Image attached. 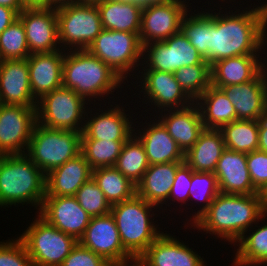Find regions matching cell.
Masks as SVG:
<instances>
[{
    "mask_svg": "<svg viewBox=\"0 0 267 266\" xmlns=\"http://www.w3.org/2000/svg\"><path fill=\"white\" fill-rule=\"evenodd\" d=\"M123 82L106 63L87 50H71L65 53L62 86L74 90L86 101L91 102V98L100 96L103 98L104 94L109 95L115 88H120Z\"/></svg>",
    "mask_w": 267,
    "mask_h": 266,
    "instance_id": "4",
    "label": "cell"
},
{
    "mask_svg": "<svg viewBox=\"0 0 267 266\" xmlns=\"http://www.w3.org/2000/svg\"><path fill=\"white\" fill-rule=\"evenodd\" d=\"M78 243L109 263L132 257L122 246L120 234L111 213L91 218Z\"/></svg>",
    "mask_w": 267,
    "mask_h": 266,
    "instance_id": "15",
    "label": "cell"
},
{
    "mask_svg": "<svg viewBox=\"0 0 267 266\" xmlns=\"http://www.w3.org/2000/svg\"><path fill=\"white\" fill-rule=\"evenodd\" d=\"M261 198H262V205L267 213V187L261 192Z\"/></svg>",
    "mask_w": 267,
    "mask_h": 266,
    "instance_id": "53",
    "label": "cell"
},
{
    "mask_svg": "<svg viewBox=\"0 0 267 266\" xmlns=\"http://www.w3.org/2000/svg\"><path fill=\"white\" fill-rule=\"evenodd\" d=\"M106 63L123 80L128 72L140 66L143 45L139 33L103 29L86 49ZM139 62V64H138Z\"/></svg>",
    "mask_w": 267,
    "mask_h": 266,
    "instance_id": "9",
    "label": "cell"
},
{
    "mask_svg": "<svg viewBox=\"0 0 267 266\" xmlns=\"http://www.w3.org/2000/svg\"><path fill=\"white\" fill-rule=\"evenodd\" d=\"M118 1L133 2V3L140 4L142 7L144 6V0H118Z\"/></svg>",
    "mask_w": 267,
    "mask_h": 266,
    "instance_id": "55",
    "label": "cell"
},
{
    "mask_svg": "<svg viewBox=\"0 0 267 266\" xmlns=\"http://www.w3.org/2000/svg\"><path fill=\"white\" fill-rule=\"evenodd\" d=\"M192 172L193 170L185 161L177 168L175 180L168 200L175 202L177 199L179 202L186 204L190 195L189 190L191 186Z\"/></svg>",
    "mask_w": 267,
    "mask_h": 266,
    "instance_id": "44",
    "label": "cell"
},
{
    "mask_svg": "<svg viewBox=\"0 0 267 266\" xmlns=\"http://www.w3.org/2000/svg\"><path fill=\"white\" fill-rule=\"evenodd\" d=\"M164 111L168 113H159L161 115V117L159 115V121L181 150L186 153L205 129L198 106L194 102L184 108Z\"/></svg>",
    "mask_w": 267,
    "mask_h": 266,
    "instance_id": "24",
    "label": "cell"
},
{
    "mask_svg": "<svg viewBox=\"0 0 267 266\" xmlns=\"http://www.w3.org/2000/svg\"><path fill=\"white\" fill-rule=\"evenodd\" d=\"M129 263H131V265ZM109 266H147V265L140 257L133 256L126 260L110 263Z\"/></svg>",
    "mask_w": 267,
    "mask_h": 266,
    "instance_id": "48",
    "label": "cell"
},
{
    "mask_svg": "<svg viewBox=\"0 0 267 266\" xmlns=\"http://www.w3.org/2000/svg\"><path fill=\"white\" fill-rule=\"evenodd\" d=\"M0 6L16 10L19 14L26 8L21 0H0Z\"/></svg>",
    "mask_w": 267,
    "mask_h": 266,
    "instance_id": "49",
    "label": "cell"
},
{
    "mask_svg": "<svg viewBox=\"0 0 267 266\" xmlns=\"http://www.w3.org/2000/svg\"><path fill=\"white\" fill-rule=\"evenodd\" d=\"M109 264L103 257L77 243L61 266H109Z\"/></svg>",
    "mask_w": 267,
    "mask_h": 266,
    "instance_id": "45",
    "label": "cell"
},
{
    "mask_svg": "<svg viewBox=\"0 0 267 266\" xmlns=\"http://www.w3.org/2000/svg\"><path fill=\"white\" fill-rule=\"evenodd\" d=\"M65 51L30 54L27 58L31 92L36 101L62 86Z\"/></svg>",
    "mask_w": 267,
    "mask_h": 266,
    "instance_id": "20",
    "label": "cell"
},
{
    "mask_svg": "<svg viewBox=\"0 0 267 266\" xmlns=\"http://www.w3.org/2000/svg\"><path fill=\"white\" fill-rule=\"evenodd\" d=\"M247 167L253 186L261 193L267 187V153L260 150L247 153Z\"/></svg>",
    "mask_w": 267,
    "mask_h": 266,
    "instance_id": "43",
    "label": "cell"
},
{
    "mask_svg": "<svg viewBox=\"0 0 267 266\" xmlns=\"http://www.w3.org/2000/svg\"><path fill=\"white\" fill-rule=\"evenodd\" d=\"M150 124L146 126L147 129L134 132L144 146L149 164L184 162L185 153L169 135L164 125L159 120Z\"/></svg>",
    "mask_w": 267,
    "mask_h": 266,
    "instance_id": "27",
    "label": "cell"
},
{
    "mask_svg": "<svg viewBox=\"0 0 267 266\" xmlns=\"http://www.w3.org/2000/svg\"><path fill=\"white\" fill-rule=\"evenodd\" d=\"M147 266H205L188 245L164 232L140 256Z\"/></svg>",
    "mask_w": 267,
    "mask_h": 266,
    "instance_id": "23",
    "label": "cell"
},
{
    "mask_svg": "<svg viewBox=\"0 0 267 266\" xmlns=\"http://www.w3.org/2000/svg\"><path fill=\"white\" fill-rule=\"evenodd\" d=\"M26 7L42 6L43 0H21Z\"/></svg>",
    "mask_w": 267,
    "mask_h": 266,
    "instance_id": "51",
    "label": "cell"
},
{
    "mask_svg": "<svg viewBox=\"0 0 267 266\" xmlns=\"http://www.w3.org/2000/svg\"><path fill=\"white\" fill-rule=\"evenodd\" d=\"M149 165L143 144L133 134L123 144L114 167L136 186Z\"/></svg>",
    "mask_w": 267,
    "mask_h": 266,
    "instance_id": "33",
    "label": "cell"
},
{
    "mask_svg": "<svg viewBox=\"0 0 267 266\" xmlns=\"http://www.w3.org/2000/svg\"><path fill=\"white\" fill-rule=\"evenodd\" d=\"M184 92L195 102L211 85V65L184 66L174 72Z\"/></svg>",
    "mask_w": 267,
    "mask_h": 266,
    "instance_id": "37",
    "label": "cell"
},
{
    "mask_svg": "<svg viewBox=\"0 0 267 266\" xmlns=\"http://www.w3.org/2000/svg\"><path fill=\"white\" fill-rule=\"evenodd\" d=\"M190 198H195L196 200L205 201L204 205L200 207L195 214L192 215L193 223L209 208L211 203L214 201L216 196L220 193L217 177L211 172H192L191 186H190Z\"/></svg>",
    "mask_w": 267,
    "mask_h": 266,
    "instance_id": "40",
    "label": "cell"
},
{
    "mask_svg": "<svg viewBox=\"0 0 267 266\" xmlns=\"http://www.w3.org/2000/svg\"><path fill=\"white\" fill-rule=\"evenodd\" d=\"M108 110H101L96 115L90 118L86 116L87 120H83L84 127L81 139H97V140H111V141H127L135 131L133 129V121H129V116L119 105ZM122 109V110H121ZM100 114V115H99ZM89 119V120H88Z\"/></svg>",
    "mask_w": 267,
    "mask_h": 266,
    "instance_id": "22",
    "label": "cell"
},
{
    "mask_svg": "<svg viewBox=\"0 0 267 266\" xmlns=\"http://www.w3.org/2000/svg\"><path fill=\"white\" fill-rule=\"evenodd\" d=\"M174 0H144V6L165 4Z\"/></svg>",
    "mask_w": 267,
    "mask_h": 266,
    "instance_id": "52",
    "label": "cell"
},
{
    "mask_svg": "<svg viewBox=\"0 0 267 266\" xmlns=\"http://www.w3.org/2000/svg\"><path fill=\"white\" fill-rule=\"evenodd\" d=\"M225 149L220 130L204 129L197 142L185 153L184 161L193 171L214 173Z\"/></svg>",
    "mask_w": 267,
    "mask_h": 266,
    "instance_id": "30",
    "label": "cell"
},
{
    "mask_svg": "<svg viewBox=\"0 0 267 266\" xmlns=\"http://www.w3.org/2000/svg\"><path fill=\"white\" fill-rule=\"evenodd\" d=\"M0 104L37 106L31 92L27 58L0 61Z\"/></svg>",
    "mask_w": 267,
    "mask_h": 266,
    "instance_id": "19",
    "label": "cell"
},
{
    "mask_svg": "<svg viewBox=\"0 0 267 266\" xmlns=\"http://www.w3.org/2000/svg\"><path fill=\"white\" fill-rule=\"evenodd\" d=\"M205 129L220 130L237 120L234 105L220 88L212 85L195 101Z\"/></svg>",
    "mask_w": 267,
    "mask_h": 266,
    "instance_id": "31",
    "label": "cell"
},
{
    "mask_svg": "<svg viewBox=\"0 0 267 266\" xmlns=\"http://www.w3.org/2000/svg\"><path fill=\"white\" fill-rule=\"evenodd\" d=\"M182 163L169 162L149 165L142 179L136 185V195L160 208V204L168 202L177 168Z\"/></svg>",
    "mask_w": 267,
    "mask_h": 266,
    "instance_id": "28",
    "label": "cell"
},
{
    "mask_svg": "<svg viewBox=\"0 0 267 266\" xmlns=\"http://www.w3.org/2000/svg\"><path fill=\"white\" fill-rule=\"evenodd\" d=\"M92 177L110 205L131 199L136 194V186L114 166L92 170Z\"/></svg>",
    "mask_w": 267,
    "mask_h": 266,
    "instance_id": "32",
    "label": "cell"
},
{
    "mask_svg": "<svg viewBox=\"0 0 267 266\" xmlns=\"http://www.w3.org/2000/svg\"><path fill=\"white\" fill-rule=\"evenodd\" d=\"M75 197L91 218L110 214L111 205L93 177L80 187Z\"/></svg>",
    "mask_w": 267,
    "mask_h": 266,
    "instance_id": "41",
    "label": "cell"
},
{
    "mask_svg": "<svg viewBox=\"0 0 267 266\" xmlns=\"http://www.w3.org/2000/svg\"><path fill=\"white\" fill-rule=\"evenodd\" d=\"M187 2L174 0L165 4L142 7L140 41L142 45L164 41L181 31V22L188 12Z\"/></svg>",
    "mask_w": 267,
    "mask_h": 266,
    "instance_id": "13",
    "label": "cell"
},
{
    "mask_svg": "<svg viewBox=\"0 0 267 266\" xmlns=\"http://www.w3.org/2000/svg\"><path fill=\"white\" fill-rule=\"evenodd\" d=\"M153 208H157L156 205L136 194L131 199L111 205L110 213L114 217L122 246L132 257H140L163 233L150 220L153 219L152 215L155 216L154 213L150 214Z\"/></svg>",
    "mask_w": 267,
    "mask_h": 266,
    "instance_id": "5",
    "label": "cell"
},
{
    "mask_svg": "<svg viewBox=\"0 0 267 266\" xmlns=\"http://www.w3.org/2000/svg\"><path fill=\"white\" fill-rule=\"evenodd\" d=\"M92 177V169L80 153L46 174V196H75Z\"/></svg>",
    "mask_w": 267,
    "mask_h": 266,
    "instance_id": "25",
    "label": "cell"
},
{
    "mask_svg": "<svg viewBox=\"0 0 267 266\" xmlns=\"http://www.w3.org/2000/svg\"><path fill=\"white\" fill-rule=\"evenodd\" d=\"M36 107L0 104V155L26 153L37 122Z\"/></svg>",
    "mask_w": 267,
    "mask_h": 266,
    "instance_id": "12",
    "label": "cell"
},
{
    "mask_svg": "<svg viewBox=\"0 0 267 266\" xmlns=\"http://www.w3.org/2000/svg\"><path fill=\"white\" fill-rule=\"evenodd\" d=\"M0 266H33L20 238L0 242Z\"/></svg>",
    "mask_w": 267,
    "mask_h": 266,
    "instance_id": "42",
    "label": "cell"
},
{
    "mask_svg": "<svg viewBox=\"0 0 267 266\" xmlns=\"http://www.w3.org/2000/svg\"><path fill=\"white\" fill-rule=\"evenodd\" d=\"M104 0H76V3L97 4Z\"/></svg>",
    "mask_w": 267,
    "mask_h": 266,
    "instance_id": "54",
    "label": "cell"
},
{
    "mask_svg": "<svg viewBox=\"0 0 267 266\" xmlns=\"http://www.w3.org/2000/svg\"><path fill=\"white\" fill-rule=\"evenodd\" d=\"M142 56L144 57H142L141 65L145 64L141 67L144 68L143 70L174 73L184 66L209 64L181 31L164 41L144 44Z\"/></svg>",
    "mask_w": 267,
    "mask_h": 266,
    "instance_id": "11",
    "label": "cell"
},
{
    "mask_svg": "<svg viewBox=\"0 0 267 266\" xmlns=\"http://www.w3.org/2000/svg\"><path fill=\"white\" fill-rule=\"evenodd\" d=\"M261 6L267 9V4H262Z\"/></svg>",
    "mask_w": 267,
    "mask_h": 266,
    "instance_id": "57",
    "label": "cell"
},
{
    "mask_svg": "<svg viewBox=\"0 0 267 266\" xmlns=\"http://www.w3.org/2000/svg\"><path fill=\"white\" fill-rule=\"evenodd\" d=\"M220 89L234 105L237 120H259L267 114V76L264 71L254 80Z\"/></svg>",
    "mask_w": 267,
    "mask_h": 266,
    "instance_id": "18",
    "label": "cell"
},
{
    "mask_svg": "<svg viewBox=\"0 0 267 266\" xmlns=\"http://www.w3.org/2000/svg\"><path fill=\"white\" fill-rule=\"evenodd\" d=\"M81 135L36 122L25 155L46 175L81 153Z\"/></svg>",
    "mask_w": 267,
    "mask_h": 266,
    "instance_id": "6",
    "label": "cell"
},
{
    "mask_svg": "<svg viewBox=\"0 0 267 266\" xmlns=\"http://www.w3.org/2000/svg\"><path fill=\"white\" fill-rule=\"evenodd\" d=\"M18 238L26 247L33 266H61L78 241L60 231L39 214Z\"/></svg>",
    "mask_w": 267,
    "mask_h": 266,
    "instance_id": "7",
    "label": "cell"
},
{
    "mask_svg": "<svg viewBox=\"0 0 267 266\" xmlns=\"http://www.w3.org/2000/svg\"><path fill=\"white\" fill-rule=\"evenodd\" d=\"M258 150L267 153V114L258 120Z\"/></svg>",
    "mask_w": 267,
    "mask_h": 266,
    "instance_id": "47",
    "label": "cell"
},
{
    "mask_svg": "<svg viewBox=\"0 0 267 266\" xmlns=\"http://www.w3.org/2000/svg\"><path fill=\"white\" fill-rule=\"evenodd\" d=\"M38 213L48 223L77 241L91 219L75 196H45Z\"/></svg>",
    "mask_w": 267,
    "mask_h": 266,
    "instance_id": "16",
    "label": "cell"
},
{
    "mask_svg": "<svg viewBox=\"0 0 267 266\" xmlns=\"http://www.w3.org/2000/svg\"><path fill=\"white\" fill-rule=\"evenodd\" d=\"M140 73L143 79L138 86H141L144 98H148V102L153 103L154 110L157 107L158 112H164L168 108L180 109L194 103L181 88L174 73L158 70H144V73L143 71Z\"/></svg>",
    "mask_w": 267,
    "mask_h": 266,
    "instance_id": "17",
    "label": "cell"
},
{
    "mask_svg": "<svg viewBox=\"0 0 267 266\" xmlns=\"http://www.w3.org/2000/svg\"><path fill=\"white\" fill-rule=\"evenodd\" d=\"M186 13L181 22V32L209 63V12ZM189 16V17H188Z\"/></svg>",
    "mask_w": 267,
    "mask_h": 266,
    "instance_id": "38",
    "label": "cell"
},
{
    "mask_svg": "<svg viewBox=\"0 0 267 266\" xmlns=\"http://www.w3.org/2000/svg\"><path fill=\"white\" fill-rule=\"evenodd\" d=\"M18 18L24 25L30 54L61 50L57 46L60 44L55 8L26 7Z\"/></svg>",
    "mask_w": 267,
    "mask_h": 266,
    "instance_id": "14",
    "label": "cell"
},
{
    "mask_svg": "<svg viewBox=\"0 0 267 266\" xmlns=\"http://www.w3.org/2000/svg\"><path fill=\"white\" fill-rule=\"evenodd\" d=\"M102 28L119 32L140 33L142 6L133 2L104 0L96 4Z\"/></svg>",
    "mask_w": 267,
    "mask_h": 266,
    "instance_id": "29",
    "label": "cell"
},
{
    "mask_svg": "<svg viewBox=\"0 0 267 266\" xmlns=\"http://www.w3.org/2000/svg\"><path fill=\"white\" fill-rule=\"evenodd\" d=\"M258 129V120H235L220 131L227 149L247 154L258 150Z\"/></svg>",
    "mask_w": 267,
    "mask_h": 266,
    "instance_id": "34",
    "label": "cell"
},
{
    "mask_svg": "<svg viewBox=\"0 0 267 266\" xmlns=\"http://www.w3.org/2000/svg\"><path fill=\"white\" fill-rule=\"evenodd\" d=\"M85 104L88 105V101L74 90L61 86L37 101V123L52 129L82 133V120H85L86 114L88 115Z\"/></svg>",
    "mask_w": 267,
    "mask_h": 266,
    "instance_id": "10",
    "label": "cell"
},
{
    "mask_svg": "<svg viewBox=\"0 0 267 266\" xmlns=\"http://www.w3.org/2000/svg\"><path fill=\"white\" fill-rule=\"evenodd\" d=\"M266 216L261 193L248 195L219 193L192 227L217 235L215 237L236 245L235 243L246 234L248 228L252 229L253 223H257L259 219L263 221Z\"/></svg>",
    "mask_w": 267,
    "mask_h": 266,
    "instance_id": "2",
    "label": "cell"
},
{
    "mask_svg": "<svg viewBox=\"0 0 267 266\" xmlns=\"http://www.w3.org/2000/svg\"><path fill=\"white\" fill-rule=\"evenodd\" d=\"M18 15L19 13L16 10L0 6V34L18 19Z\"/></svg>",
    "mask_w": 267,
    "mask_h": 266,
    "instance_id": "46",
    "label": "cell"
},
{
    "mask_svg": "<svg viewBox=\"0 0 267 266\" xmlns=\"http://www.w3.org/2000/svg\"><path fill=\"white\" fill-rule=\"evenodd\" d=\"M249 234H244L237 241L239 247L233 266H258L267 263V223Z\"/></svg>",
    "mask_w": 267,
    "mask_h": 266,
    "instance_id": "35",
    "label": "cell"
},
{
    "mask_svg": "<svg viewBox=\"0 0 267 266\" xmlns=\"http://www.w3.org/2000/svg\"><path fill=\"white\" fill-rule=\"evenodd\" d=\"M73 3H76V0H43V7L57 9Z\"/></svg>",
    "mask_w": 267,
    "mask_h": 266,
    "instance_id": "50",
    "label": "cell"
},
{
    "mask_svg": "<svg viewBox=\"0 0 267 266\" xmlns=\"http://www.w3.org/2000/svg\"><path fill=\"white\" fill-rule=\"evenodd\" d=\"M259 55H242L216 61L211 65V85L220 88L254 80L263 71Z\"/></svg>",
    "mask_w": 267,
    "mask_h": 266,
    "instance_id": "26",
    "label": "cell"
},
{
    "mask_svg": "<svg viewBox=\"0 0 267 266\" xmlns=\"http://www.w3.org/2000/svg\"><path fill=\"white\" fill-rule=\"evenodd\" d=\"M220 193L248 195L260 193L250 178L247 154L225 149L214 171Z\"/></svg>",
    "mask_w": 267,
    "mask_h": 266,
    "instance_id": "21",
    "label": "cell"
},
{
    "mask_svg": "<svg viewBox=\"0 0 267 266\" xmlns=\"http://www.w3.org/2000/svg\"><path fill=\"white\" fill-rule=\"evenodd\" d=\"M125 142L81 139V154L92 170L115 166Z\"/></svg>",
    "mask_w": 267,
    "mask_h": 266,
    "instance_id": "36",
    "label": "cell"
},
{
    "mask_svg": "<svg viewBox=\"0 0 267 266\" xmlns=\"http://www.w3.org/2000/svg\"><path fill=\"white\" fill-rule=\"evenodd\" d=\"M266 65H267V64H266ZM266 65L263 64V71H264L265 75L267 76V67H266Z\"/></svg>",
    "mask_w": 267,
    "mask_h": 266,
    "instance_id": "56",
    "label": "cell"
},
{
    "mask_svg": "<svg viewBox=\"0 0 267 266\" xmlns=\"http://www.w3.org/2000/svg\"><path fill=\"white\" fill-rule=\"evenodd\" d=\"M242 11L209 12L210 65L230 57L257 55L267 45V9L258 5Z\"/></svg>",
    "mask_w": 267,
    "mask_h": 266,
    "instance_id": "1",
    "label": "cell"
},
{
    "mask_svg": "<svg viewBox=\"0 0 267 266\" xmlns=\"http://www.w3.org/2000/svg\"><path fill=\"white\" fill-rule=\"evenodd\" d=\"M45 196L46 175L25 154L0 155V207L26 202L40 210Z\"/></svg>",
    "mask_w": 267,
    "mask_h": 266,
    "instance_id": "3",
    "label": "cell"
},
{
    "mask_svg": "<svg viewBox=\"0 0 267 266\" xmlns=\"http://www.w3.org/2000/svg\"><path fill=\"white\" fill-rule=\"evenodd\" d=\"M56 14L59 44L62 43L60 48L63 51L68 48L67 51L86 50L103 30L96 4L65 5L57 8Z\"/></svg>",
    "mask_w": 267,
    "mask_h": 266,
    "instance_id": "8",
    "label": "cell"
},
{
    "mask_svg": "<svg viewBox=\"0 0 267 266\" xmlns=\"http://www.w3.org/2000/svg\"><path fill=\"white\" fill-rule=\"evenodd\" d=\"M29 56L25 28L18 18L0 34V61L25 59Z\"/></svg>",
    "mask_w": 267,
    "mask_h": 266,
    "instance_id": "39",
    "label": "cell"
}]
</instances>
